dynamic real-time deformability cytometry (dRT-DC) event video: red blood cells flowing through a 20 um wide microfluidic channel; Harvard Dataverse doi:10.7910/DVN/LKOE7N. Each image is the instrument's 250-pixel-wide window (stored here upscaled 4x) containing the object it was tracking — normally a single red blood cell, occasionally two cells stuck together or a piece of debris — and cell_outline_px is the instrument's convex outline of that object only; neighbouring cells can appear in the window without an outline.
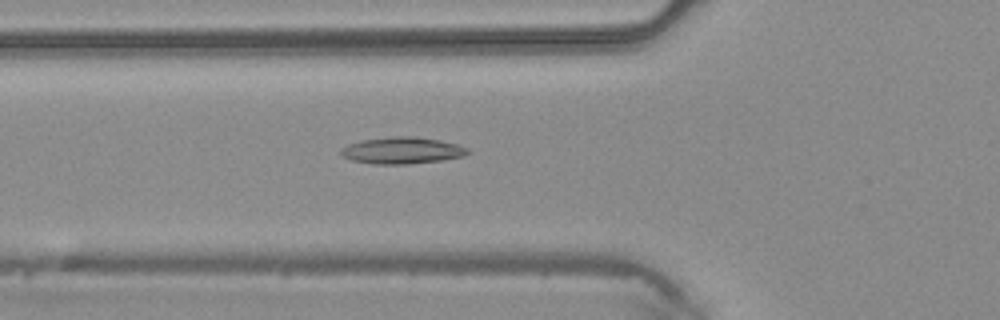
{"species": "common noctule bat (a hibernating species)", "species_latin": "Nyctalus noctula", "temperature_condition": "warm", "stored_images_in_passage": 42, "camera_frame_rate_fps": 3000, "um_per_image_px": 0.085, "animal": {"sex": "male", "body_mass_g": 20.4}, "frame": {"image": 1, "passage_image": 17, "time_ms": 5.333, "image_size_px": [1000, 320], "cell_outline_px": [[468, 152], [464, 156], [444, 160], [408, 164], [372, 164], [352, 160], [344, 156], [340, 152], [340, 148], [348, 144], [360, 140], [396, 136], [412, 136], [440, 140], [456, 144], [468, 148]], "centroid_in_image_um": [34.16, 12.79], "position_along_channel_um": 91.6, "area_um2": 19.71}}
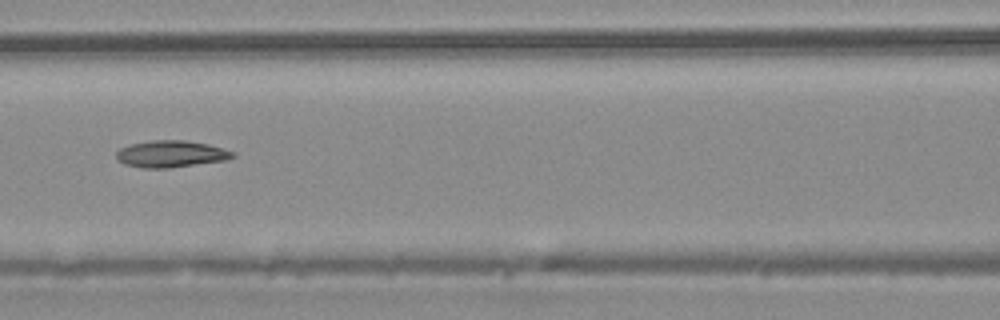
{"frame": {"image": 2, "passage_image": 21, "time_ms": 6.667, "image_size_px": [1000, 320], "cell_outline_px": [[236, 156], [228, 160], [168, 168], [140, 168], [124, 164], [116, 160], [116, 152], [120, 148], [132, 144], [152, 140], [184, 140], [208, 144], [236, 152]], "centroid_in_image_um": [14.54, 13.09], "position_along_channel_um": 152.1, "area_um2": 18.32}}
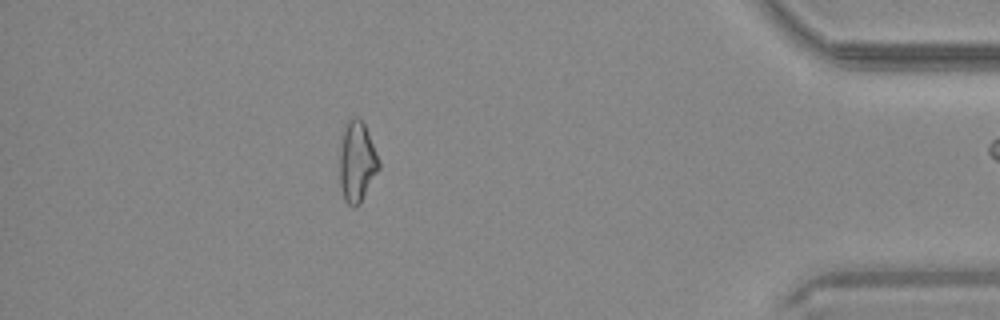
{"frame": {"image": 3, "passage_image": 41, "time_ms": 13.333, "image_size_px": [1000, 320], "cell_outline_px": [[380, 168], [360, 204], [356, 208], [352, 208], [344, 200], [340, 188], [340, 152], [344, 124], [352, 116], [356, 116], [364, 124], [380, 160]], "centroid_in_image_um": [30.34, 13.78], "position_along_channel_um": 404.9, "area_um2": 18.61}}